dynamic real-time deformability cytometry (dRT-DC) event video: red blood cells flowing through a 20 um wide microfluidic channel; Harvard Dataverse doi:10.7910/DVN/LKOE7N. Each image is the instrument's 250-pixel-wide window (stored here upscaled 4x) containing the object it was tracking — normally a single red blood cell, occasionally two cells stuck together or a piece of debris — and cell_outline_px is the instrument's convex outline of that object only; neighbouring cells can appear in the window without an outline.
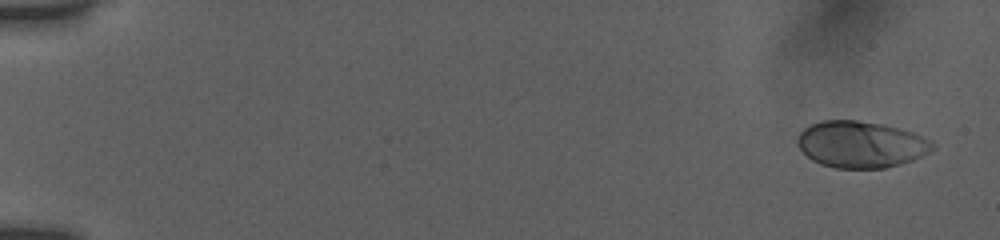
{"species": "human", "species_latin": "Homo sapiens", "temperature_condition": "room temperature", "stored_images_in_passage": 23, "camera_frame_rate_fps": 3000, "um_per_image_px": 0.085, "donor": {"sex": "female"}, "frame": {"image": 1, "passage_image": 2, "time_ms": 0.667, "image_size_px": [1000, 240], "cell_outline_px": [[936, 148], [912, 160], [900, 164], [884, 168], [836, 168], [820, 164], [812, 160], [800, 148], [796, 140], [800, 132], [804, 128], [812, 124], [824, 120], [856, 120], [884, 124], [900, 128], [912, 132], [936, 144]], "centroid_in_image_um": [73.17, 12.27], "position_along_channel_um": 11.8, "area_um2": 36.53}}
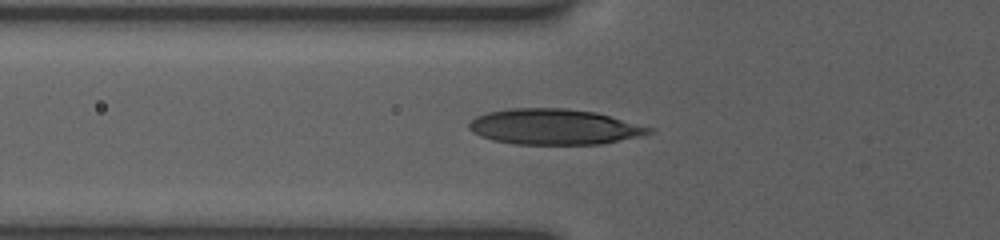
{"frame": {"image": 2, "passage_image": 14, "time_ms": 6.667, "image_size_px": [1000, 240], "cell_outline_px": [[656, 128], [652, 132], [640, 136], [600, 144], [512, 144], [492, 140], [480, 136], [472, 132], [468, 128], [468, 124], [476, 116], [488, 112], [508, 108], [564, 108], [596, 112]], "centroid_in_image_um": [47.1, 10.77], "position_along_channel_um": 78.7, "area_um2": 37.51}}
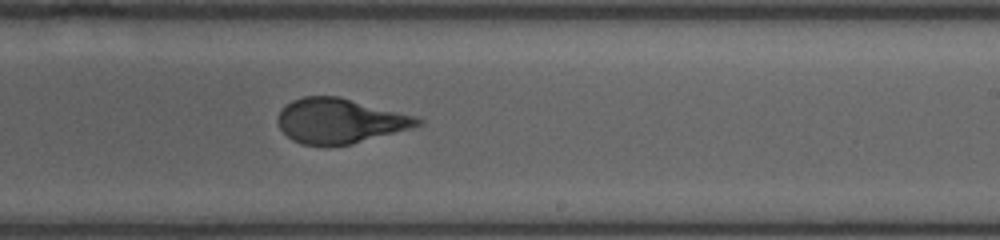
{"frame": {"image": 3, "passage_image": 23, "time_ms": 11.333, "image_size_px": [1000, 240], "cell_outline_px": [[424, 124], [412, 128], [352, 144], [300, 144], [292, 140], [280, 128], [276, 120], [280, 112], [292, 100], [304, 96], [340, 96], [416, 116], [424, 120]], "centroid_in_image_um": [28.93, 10.26], "position_along_channel_um": 260.1, "area_um2": 36.36}}